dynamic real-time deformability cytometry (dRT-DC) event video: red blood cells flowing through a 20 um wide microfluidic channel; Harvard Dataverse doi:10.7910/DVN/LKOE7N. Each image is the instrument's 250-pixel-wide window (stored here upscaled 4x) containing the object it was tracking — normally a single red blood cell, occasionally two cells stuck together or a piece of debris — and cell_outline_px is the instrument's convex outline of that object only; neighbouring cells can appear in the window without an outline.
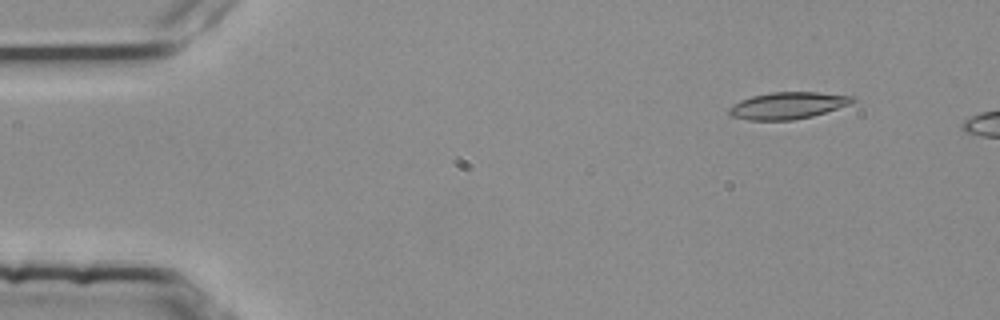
{"species": "common noctule bat (a hibernating species)", "species_latin": "Nyctalus noctula", "temperature_condition": "room temperature", "stored_images_in_passage": 4, "camera_frame_rate_fps": 3000, "um_per_image_px": 0.085, "animal": {"sex": "female", "body_mass_g": 25.1}, "frame": {"image": 1, "passage_image": 2, "time_ms": 0.333, "image_size_px": [1000, 320], "cell_outline_px": [[856, 100], [848, 104], [812, 116], [792, 120], [748, 120], [732, 116], [728, 112], [728, 108], [732, 104], [740, 100], [752, 96], [772, 92], [816, 92], [856, 96]], "centroid_in_image_um": [66.93, 8.96], "position_along_channel_um": 18.1, "area_um2": 19.19}}